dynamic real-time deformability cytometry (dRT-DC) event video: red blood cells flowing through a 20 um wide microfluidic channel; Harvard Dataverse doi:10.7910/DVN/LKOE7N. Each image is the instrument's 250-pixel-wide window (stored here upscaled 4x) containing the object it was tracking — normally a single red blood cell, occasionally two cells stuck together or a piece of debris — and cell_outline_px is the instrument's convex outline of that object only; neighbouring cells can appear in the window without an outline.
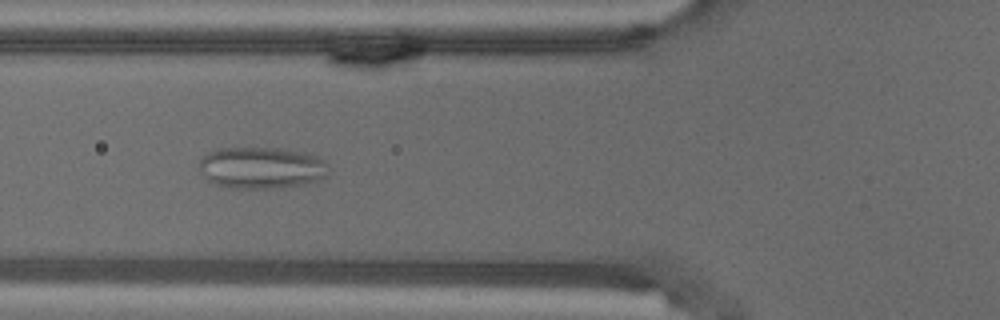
{"species": "common noctule bat (a hibernating species)", "species_latin": "Nyctalus noctula", "temperature_condition": "warm", "stored_images_in_passage": 56, "camera_frame_rate_fps": 3000, "um_per_image_px": 0.085, "animal": {"sex": "male", "body_mass_g": 18.8}, "frame": {"image": 1, "passage_image": 21, "time_ms": 6.667, "image_size_px": [1000, 320], "cell_outline_px": [[328, 176], [320, 180], [304, 184], [280, 188], [236, 188], [212, 184], [204, 176], [200, 168], [200, 160], [208, 152], [216, 148], [284, 148], [304, 152], [316, 156], [328, 164]], "centroid_in_image_um": [22.25, 14.26], "position_along_channel_um": 103.5, "area_um2": 31.67}}
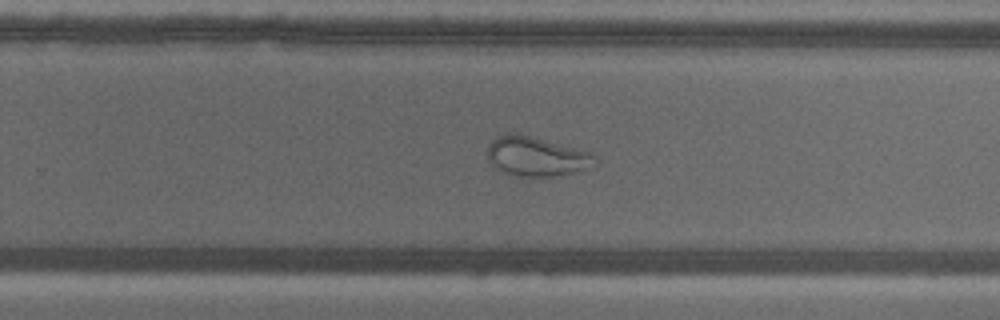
{"frame": {"image": 2, "passage_image": 36, "time_ms": 11.667, "image_size_px": [1000, 320], "cell_outline_px": [[596, 156], [580, 168], [572, 172], [560, 176], [516, 176], [504, 172], [496, 168], [488, 160], [488, 144], [492, 140], [504, 132], [516, 132], [592, 152]], "centroid_in_image_um": [45.46, 13.26], "position_along_channel_um": 284.3, "area_um2": 24.22}}
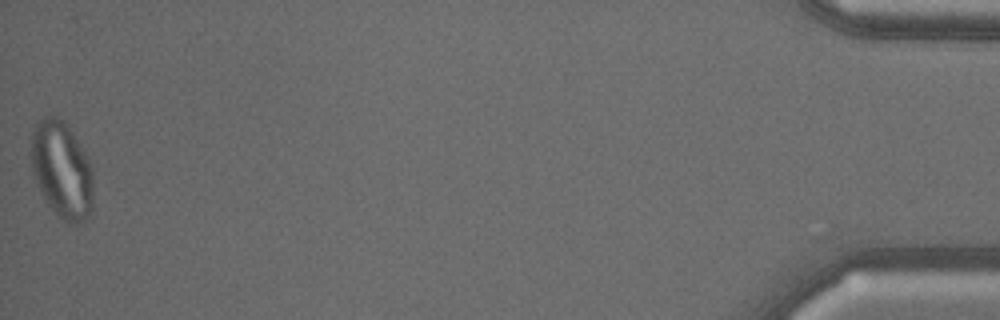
{"frame": {"image": 3, "passage_image": 56, "time_ms": 18.333, "image_size_px": [1000, 320], "cell_outline_px": [[92, 212], [80, 224], [68, 224], [48, 204], [32, 172], [32, 132], [36, 120], [44, 116], [56, 116], [72, 132], [80, 144], [92, 168]], "centroid_in_image_um": [5.26, 14.44], "position_along_channel_um": 429.9, "area_um2": 34.62}}